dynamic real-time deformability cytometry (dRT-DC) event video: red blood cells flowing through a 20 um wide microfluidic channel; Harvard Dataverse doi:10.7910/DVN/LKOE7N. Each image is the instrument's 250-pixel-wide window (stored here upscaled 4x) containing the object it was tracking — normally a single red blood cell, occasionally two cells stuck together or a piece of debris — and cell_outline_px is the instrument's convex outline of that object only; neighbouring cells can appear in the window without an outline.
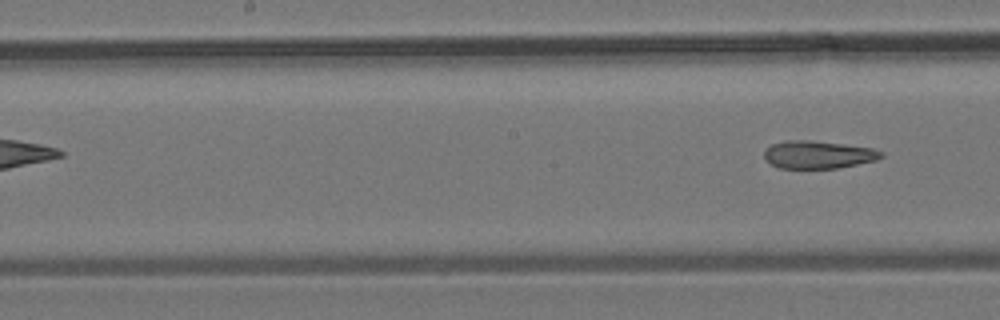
{"species": "common noctule bat (a hibernating species)", "species_latin": "Nyctalus noctula", "temperature_condition": "room temperature", "stored_images_in_passage": 9, "segment_of_instrument_passage": [2, 2], "camera_frame_rate_fps": 3000, "um_per_image_px": 0.085, "animal": {"sex": "male", "body_mass_g": 19.2, "forearm_length_mm": 51.8}, "frame": {"image": 1, "passage_image": 9, "time_ms": 9.333, "image_size_px": [1000, 320], "cell_outline_px": [[884, 156], [876, 160], [840, 168], [780, 168], [764, 160], [764, 148], [772, 144], [784, 140], [808, 140], [844, 144], [872, 148], [884, 152]], "centroid_in_image_um": [69.53, 13.14], "position_along_channel_um": 178.7, "area_um2": 19.07}}